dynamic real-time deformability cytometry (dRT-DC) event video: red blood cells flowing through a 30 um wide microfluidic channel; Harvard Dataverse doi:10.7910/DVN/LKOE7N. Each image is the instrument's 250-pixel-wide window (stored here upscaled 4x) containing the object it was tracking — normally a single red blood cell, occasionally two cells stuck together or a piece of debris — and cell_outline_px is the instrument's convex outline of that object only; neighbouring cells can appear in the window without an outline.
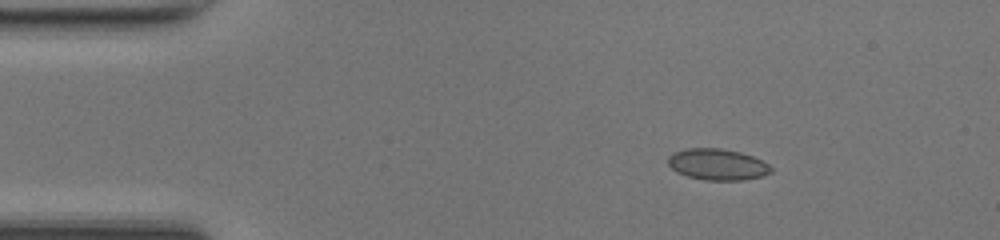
{"species": "common noctule bat (a hibernating species)", "species_latin": "Nyctalus noctula", "temperature_condition": "room temperature", "stored_images_in_passage": 43, "camera_frame_rate_fps": 3000, "um_per_image_px": 0.085, "animal": {"sex": "female", "body_mass_g": 17.0, "forearm_length_mm": 48.0}, "frame": {"image": 1, "passage_image": 1, "time_ms": 0.0, "image_size_px": [1000, 240], "cell_outline_px": [[772, 172], [760, 176], [740, 180], [704, 180], [688, 176], [676, 172], [668, 164], [668, 156], [676, 152], [688, 148], [720, 148], [740, 152], [752, 156], [768, 164], [772, 168]], "centroid_in_image_um": [60.97, 13.97], "position_along_channel_um": 24.0, "area_um2": 18.55}}
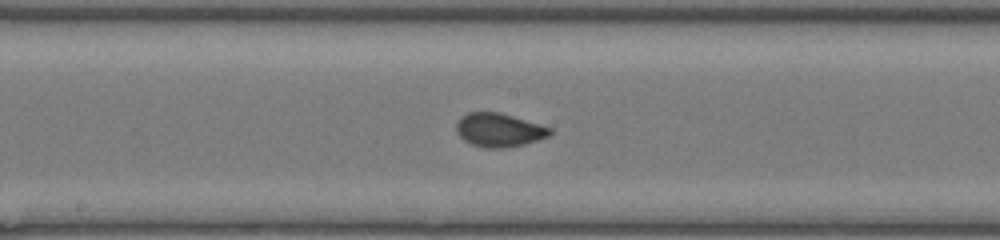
{"frame": {"image": 2, "passage_image": 19, "time_ms": 6.0, "image_size_px": [1000, 240], "cell_outline_px": [[552, 132], [548, 136], [524, 144], [504, 148], [488, 148], [472, 144], [464, 140], [460, 136], [456, 128], [456, 124], [460, 116], [468, 112], [500, 112], [552, 128]], "centroid_in_image_um": [42.4, 11.04], "position_along_channel_um": 205.8, "area_um2": 18.21}}
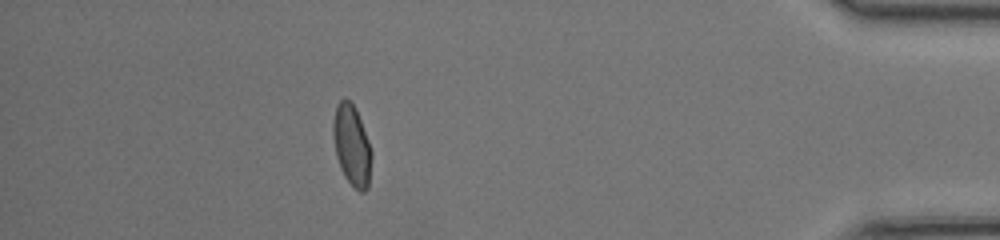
{"frame": {"image": 3, "passage_image": 37, "time_ms": 12.0, "image_size_px": [1000, 240], "cell_outline_px": [[372, 156], [368, 188], [364, 192], [360, 192], [352, 188], [344, 176], [340, 168], [336, 156], [332, 132], [332, 124], [336, 104], [344, 96], [356, 108], [372, 152]], "centroid_in_image_um": [29.89, 12.38], "position_along_channel_um": 405.3, "area_um2": 18.38}, "authors_computed_cell_mechanics": {"area_um2": 18.0336, "velocity_mm_per_s": 4.2201, "shape_relaxation_time_tau1_ms": 5.7068, "shape_relaxation_time_tau2_ms": null, "deformation_change_tau1": 0.1369, "deformation_change_tau2": null}}